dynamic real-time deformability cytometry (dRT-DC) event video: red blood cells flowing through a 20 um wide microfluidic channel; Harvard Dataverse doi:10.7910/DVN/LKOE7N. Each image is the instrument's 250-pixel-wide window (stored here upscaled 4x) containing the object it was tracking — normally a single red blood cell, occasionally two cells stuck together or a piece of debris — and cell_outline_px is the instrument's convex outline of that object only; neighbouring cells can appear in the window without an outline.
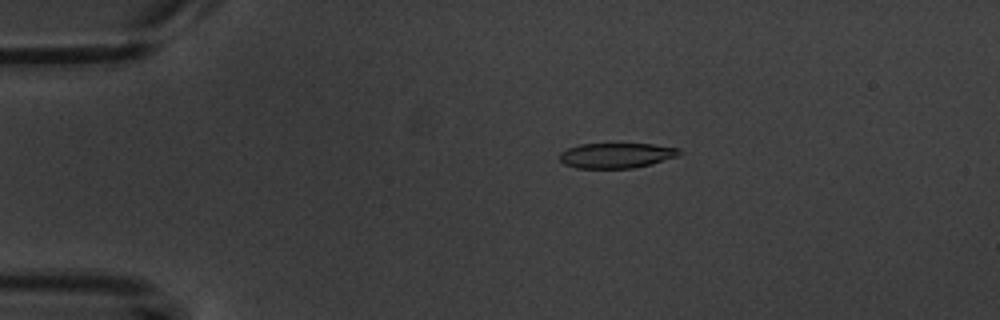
{"species": "common noctule bat (a hibernating species)", "species_latin": "Nyctalus noctula", "temperature_condition": "warm", "stored_images_in_passage": 8, "camera_frame_rate_fps": 3000, "um_per_image_px": 0.085, "animal": {"sex": "male", "body_mass_g": 20.1, "forearm_length_mm": 53.5}, "frame": {"image": 1, "passage_image": 2, "time_ms": 1.0, "image_size_px": [1000, 320], "cell_outline_px": [[684, 152], [676, 156], [652, 164], [632, 168], [576, 168], [564, 164], [560, 160], [560, 152], [568, 148], [580, 144], [652, 144], [680, 148]], "centroid_in_image_um": [52.4, 13.21], "position_along_channel_um": 32.6, "area_um2": 17.57}}
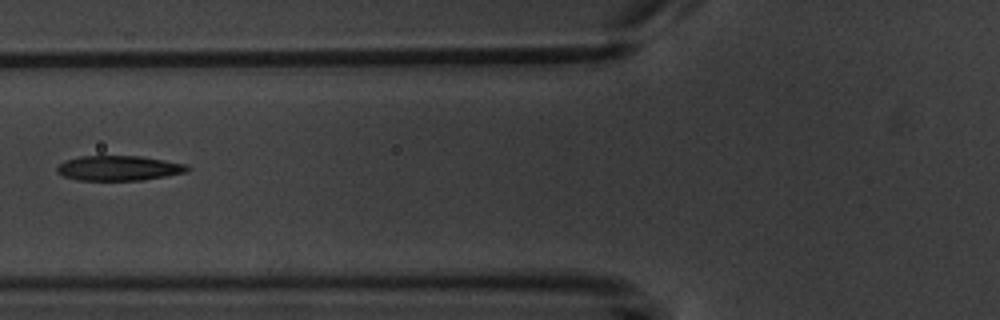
{"frame": {"image": 2, "passage_image": 5, "time_ms": 4.667, "image_size_px": [1000, 320], "cell_outline_px": [[192, 168], [188, 172], [140, 180], [76, 180], [64, 176], [56, 172], [56, 168], [64, 160], [80, 156], [140, 156], [164, 160], [184, 164]], "centroid_in_image_um": [10.07, 14.29], "position_along_channel_um": 115.7, "area_um2": 18.9}}
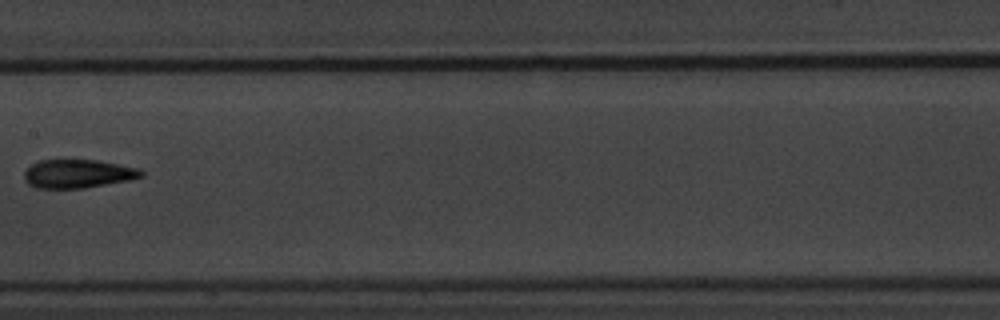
{"frame": {"image": 3, "passage_image": 7, "time_ms": 7.0, "image_size_px": [1000, 320], "cell_outline_px": [[144, 176], [128, 180], [84, 188], [36, 188], [28, 184], [24, 180], [24, 172], [32, 164], [40, 160], [56, 156], [96, 160], [140, 168], [144, 172]], "centroid_in_image_um": [6.57, 14.72], "position_along_channel_um": 200.8, "area_um2": 20.23}}